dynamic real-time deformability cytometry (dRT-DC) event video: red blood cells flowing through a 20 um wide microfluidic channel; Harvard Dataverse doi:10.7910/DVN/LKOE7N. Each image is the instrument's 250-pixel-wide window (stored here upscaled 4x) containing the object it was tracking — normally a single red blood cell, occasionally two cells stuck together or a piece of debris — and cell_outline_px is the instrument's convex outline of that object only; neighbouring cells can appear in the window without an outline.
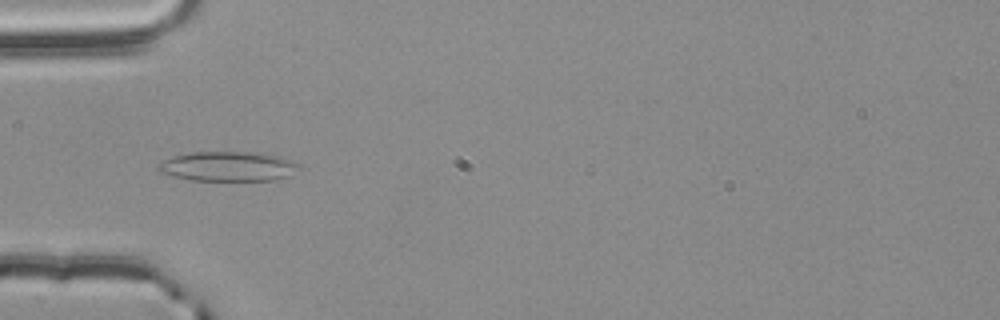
{"species": "common noctule bat (a hibernating species)", "species_latin": "Nyctalus noctula", "temperature_condition": "room temperature", "stored_images_in_passage": 44, "camera_frame_rate_fps": 3000, "um_per_image_px": 0.085, "animal": {"sex": "male", "body_mass_g": 20.4}, "frame": {"image": 1, "passage_image": 7, "time_ms": 2.0, "image_size_px": [1000, 320], "cell_outline_px": [[300, 168], [288, 176], [276, 180], [192, 180], [160, 172], [156, 168], [156, 164], [172, 156], [192, 152], [252, 152], [280, 156], [292, 160], [300, 164]], "centroid_in_image_um": [19.4, 14.13], "position_along_channel_um": 65.6, "area_um2": 24.33}}
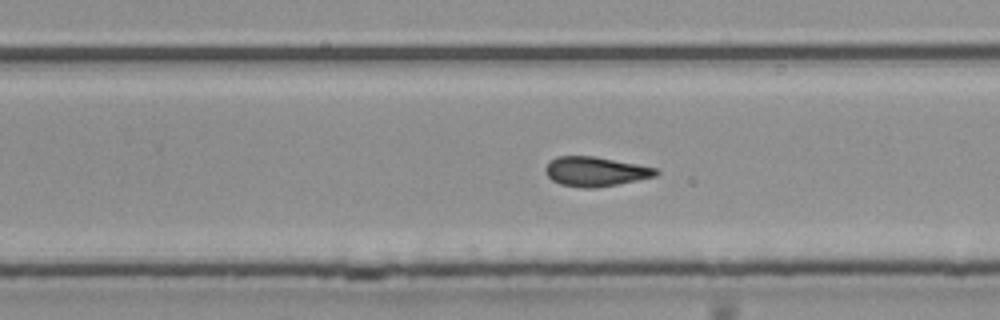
{"frame": {"image": 2, "passage_image": 24, "time_ms": 7.667, "image_size_px": [1000, 320], "cell_outline_px": [[660, 172], [656, 176], [616, 184], [592, 188], [580, 188], [560, 184], [552, 180], [544, 172], [544, 168], [556, 156], [596, 156], [660, 168]], "centroid_in_image_um": [50.63, 14.57], "position_along_channel_um": 279.2, "area_um2": 19.13}}
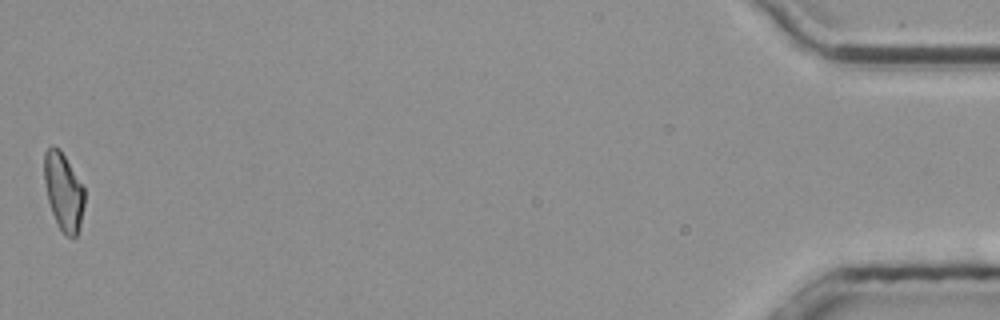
{"frame": {"image": 3, "passage_image": 44, "time_ms": 14.333, "image_size_px": [1000, 320], "cell_outline_px": [[84, 204], [80, 228], [76, 236], [64, 236], [52, 212], [48, 200], [44, 180], [44, 152], [52, 144], [60, 148], [84, 188]], "centroid_in_image_um": [5.39, 16.26], "position_along_channel_um": 429.8, "area_um2": 18.15}, "authors_computed_cell_mechanics": {"area_um2": 19.1318, "velocity_mm_per_s": 3.7786, "shape_relaxation_time_tau1_ms": null, "shape_relaxation_time_tau2_ms": 3.3674, "deformation_change_tau1": null, "deformation_change_tau2": 0.1134}}